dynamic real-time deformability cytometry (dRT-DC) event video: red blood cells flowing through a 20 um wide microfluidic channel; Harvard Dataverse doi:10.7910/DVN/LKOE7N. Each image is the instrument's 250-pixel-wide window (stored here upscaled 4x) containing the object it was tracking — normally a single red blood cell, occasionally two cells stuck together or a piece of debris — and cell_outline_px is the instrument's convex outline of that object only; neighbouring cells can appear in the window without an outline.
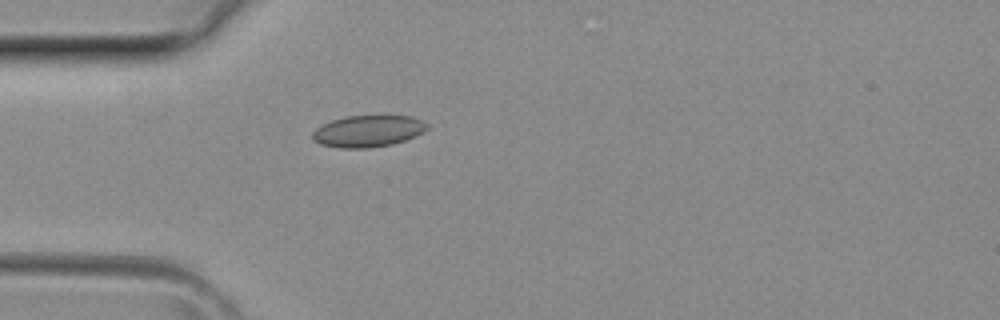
{"species": "common noctule bat (a hibernating species)", "species_latin": "Nyctalus noctula", "temperature_condition": "room temperature", "stored_images_in_passage": 1, "camera_frame_rate_fps": 3000, "um_per_image_px": 0.085, "animal": {"sex": "female", "body_mass_g": 29.2, "forearm_length_mm": 56.3}, "frame": {"image": 1, "passage_image": 1, "time_ms": 0.0, "image_size_px": [1000, 320], "cell_outline_px": [[428, 128], [424, 132], [416, 136], [392, 144], [368, 148], [340, 148], [320, 144], [312, 140], [312, 132], [316, 128], [332, 120], [348, 116], [412, 116], [428, 124]], "centroid_in_image_um": [31.27, 11.15], "position_along_channel_um": 53.7, "area_um2": 21.1}}